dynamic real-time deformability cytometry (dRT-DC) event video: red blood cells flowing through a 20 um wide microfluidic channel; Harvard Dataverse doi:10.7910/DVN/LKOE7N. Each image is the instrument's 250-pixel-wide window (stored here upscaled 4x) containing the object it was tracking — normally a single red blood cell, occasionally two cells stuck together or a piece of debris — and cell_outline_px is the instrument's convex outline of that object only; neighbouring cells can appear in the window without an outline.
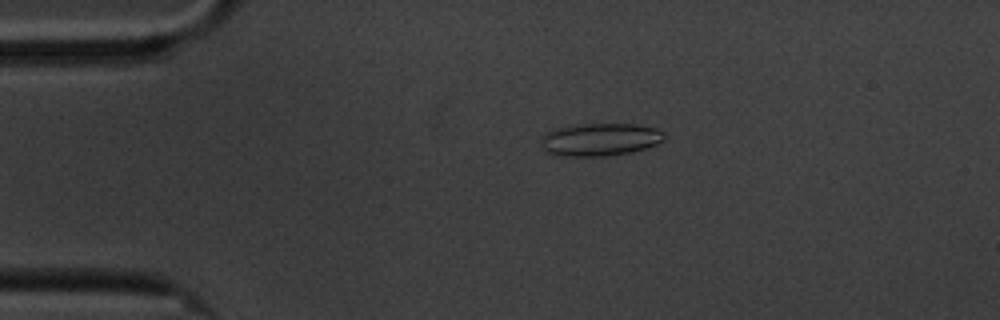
{"species": "common noctule bat (a hibernating species)", "species_latin": "Nyctalus noctula", "temperature_condition": "cold", "stored_images_in_passage": 59, "camera_frame_rate_fps": 3000, "um_per_image_px": 0.085, "animal": {"sex": "male", "body_mass_g": 20.1, "forearm_length_mm": 53.5}, "frame": {"image": 1, "passage_image": 12, "time_ms": 3.667, "image_size_px": [1000, 320], "cell_outline_px": [[664, 140], [656, 144], [632, 152], [604, 156], [556, 156], [544, 152], [544, 132], [556, 128], [580, 124], [636, 124], [656, 128], [664, 132]], "centroid_in_image_um": [51.01, 11.86], "position_along_channel_um": 34.0, "area_um2": 23.47}}
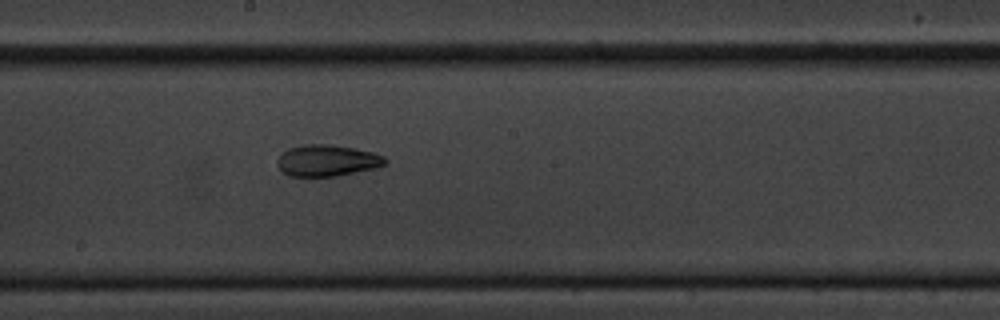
{"frame": {"image": 2, "passage_image": 32, "time_ms": 10.333, "image_size_px": [1000, 320], "cell_outline_px": [[388, 160], [384, 164], [372, 168], [336, 176], [288, 176], [276, 164], [276, 160], [288, 148], [304, 144], [328, 144], [356, 148], [372, 152], [384, 156]], "centroid_in_image_um": [27.78, 13.63], "position_along_channel_um": 220.4, "area_um2": 19.59}}
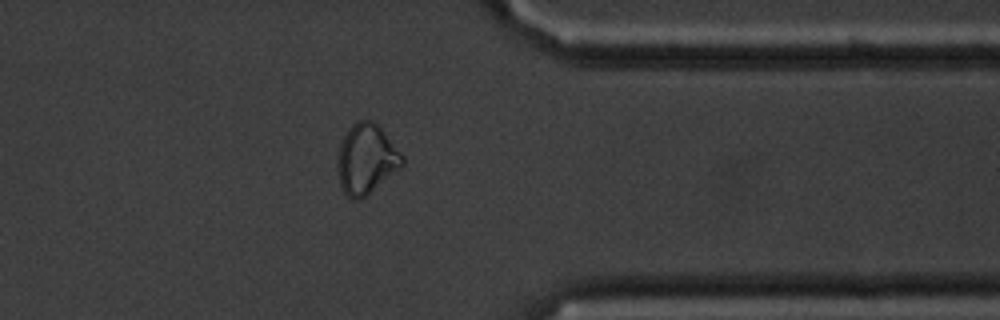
{"frame": {"image": 3, "passage_image": 47, "time_ms": 15.333, "image_size_px": [1000, 320], "cell_outline_px": [[404, 164], [400, 168], [360, 200], [352, 200], [344, 192], [340, 184], [336, 160], [340, 144], [348, 128], [356, 120], [372, 120], [380, 128], [404, 156]], "centroid_in_image_um": [31.11, 13.52], "position_along_channel_um": 380.3, "area_um2": 26.18}, "authors_computed_cell_mechanics": {"area_um2": 22.831, "velocity_mm_per_s": 3.3742, "shape_relaxation_time_tau1_ms": null, "shape_relaxation_time_tau2_ms": 3.9559, "deformation_change_tau1": null, "deformation_change_tau2": 0.0969}}